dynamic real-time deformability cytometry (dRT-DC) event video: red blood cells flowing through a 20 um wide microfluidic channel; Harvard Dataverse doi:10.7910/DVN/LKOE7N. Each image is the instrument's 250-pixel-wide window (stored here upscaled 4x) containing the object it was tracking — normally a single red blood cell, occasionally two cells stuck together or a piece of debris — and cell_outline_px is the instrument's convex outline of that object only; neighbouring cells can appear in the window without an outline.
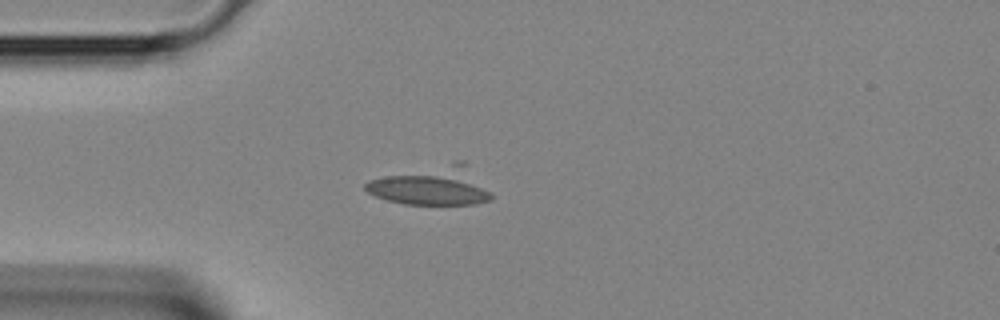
{"species": "Egyptian fruit bat (a non-hibernating species)", "species_latin": "Rousettus aegyptiacus", "temperature_condition": "room temperature", "stored_images_in_passage": 3, "segment_of_instrument_passage": [1, 2], "camera_frame_rate_fps": 3000, "um_per_image_px": 0.085, "animal": {"sex": "female"}, "frame": {"image": 1, "passage_image": 2, "time_ms": 0.333, "image_size_px": [1000, 320], "cell_outline_px": [[496, 196], [492, 200], [476, 204], [404, 204], [388, 200], [376, 196], [368, 192], [364, 188], [364, 184], [368, 180], [384, 176], [456, 160], [464, 160]], "centroid_in_image_um": [36.8, 15.78], "position_along_channel_um": 48.2, "area_um2": 28.78}}